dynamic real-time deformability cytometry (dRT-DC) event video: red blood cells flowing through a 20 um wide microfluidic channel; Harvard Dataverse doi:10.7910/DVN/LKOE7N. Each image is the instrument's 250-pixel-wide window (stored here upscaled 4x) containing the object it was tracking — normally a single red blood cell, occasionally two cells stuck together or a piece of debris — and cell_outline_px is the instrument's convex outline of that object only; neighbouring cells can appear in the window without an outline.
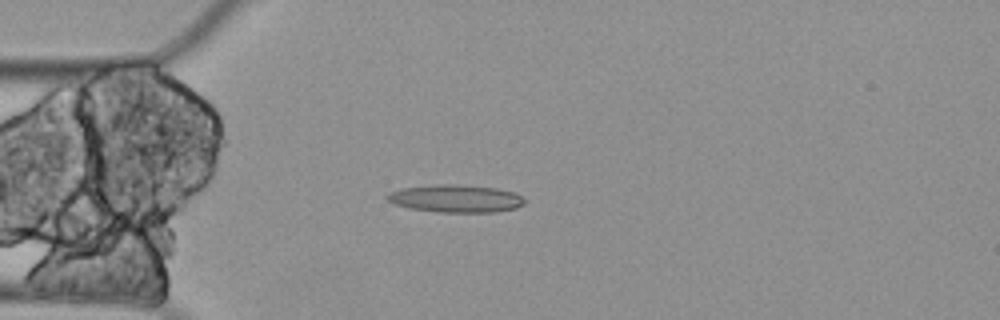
{"species": "Egyptian fruit bat (a non-hibernating species)", "species_latin": "Rousettus aegyptiacus", "temperature_condition": "cold", "stored_images_in_passage": 4, "camera_frame_rate_fps": 3000, "um_per_image_px": 0.085, "animal": {"sex": "female"}, "frame": {"image": 1, "passage_image": 4, "time_ms": 1.0, "image_size_px": [1000, 320], "cell_outline_px": [[528, 200], [524, 204], [516, 208], [496, 212], [440, 212], [412, 208], [396, 204], [388, 200], [384, 196], [388, 192], [400, 188], [436, 184], [452, 184], [496, 188], [512, 192]], "centroid_in_image_um": [38.74, 16.87], "position_along_channel_um": 46.3, "area_um2": 22.08}}